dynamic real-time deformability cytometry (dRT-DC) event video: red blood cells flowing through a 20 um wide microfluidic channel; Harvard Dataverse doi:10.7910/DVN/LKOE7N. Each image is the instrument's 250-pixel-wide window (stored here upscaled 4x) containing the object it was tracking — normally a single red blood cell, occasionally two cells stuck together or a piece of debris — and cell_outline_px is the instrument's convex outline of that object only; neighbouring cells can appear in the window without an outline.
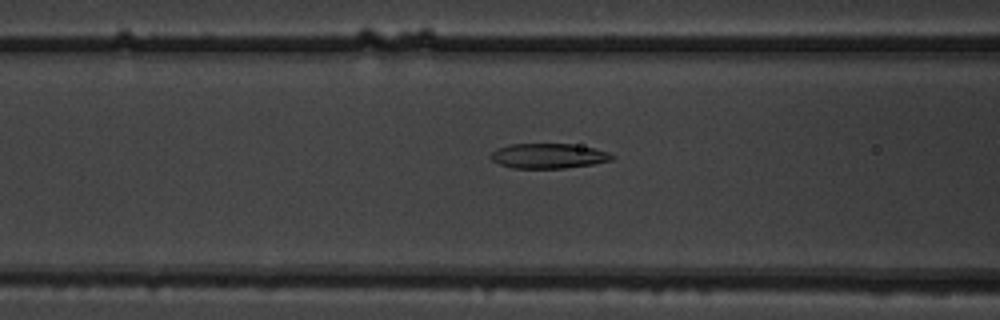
{"species": "common noctule bat (a hibernating species)", "species_latin": "Nyctalus noctula", "temperature_condition": "warm", "stored_images_in_passage": 51, "camera_frame_rate_fps": 3000, "um_per_image_px": 0.085, "animal": {"sex": "male", "body_mass_g": 19.5, "forearm_length_mm": 54.6}, "frame": {"image": 1, "passage_image": 19, "time_ms": 6.0, "image_size_px": [1000, 320], "cell_outline_px": [[616, 156], [612, 160], [592, 164], [564, 168], [512, 168], [500, 164], [492, 160], [492, 152], [496, 148], [508, 144], [572, 144], [592, 148], [608, 152]], "centroid_in_image_um": [46.61, 13.25], "position_along_channel_um": 120.0, "area_um2": 17.51}}
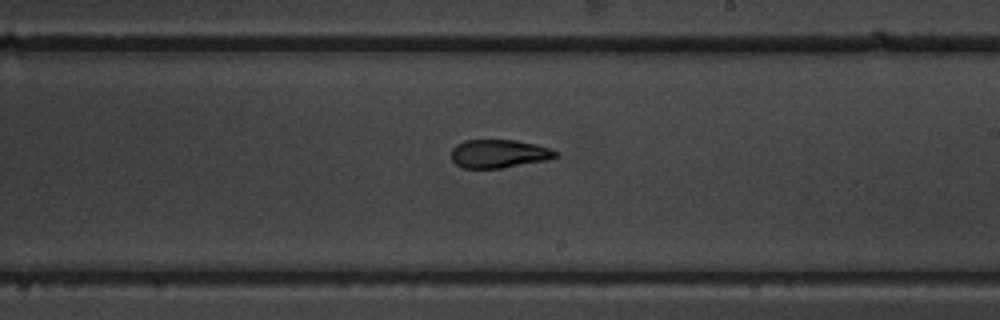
{"frame": {"image": 2, "passage_image": 29, "time_ms": 9.333, "image_size_px": [1000, 320], "cell_outline_px": [[556, 156], [548, 160], [500, 168], [464, 168], [456, 164], [452, 160], [452, 148], [456, 144], [464, 140], [516, 140], [536, 144], [548, 148], [556, 152]], "centroid_in_image_um": [42.37, 13.06], "position_along_channel_um": 246.6, "area_um2": 17.11}}
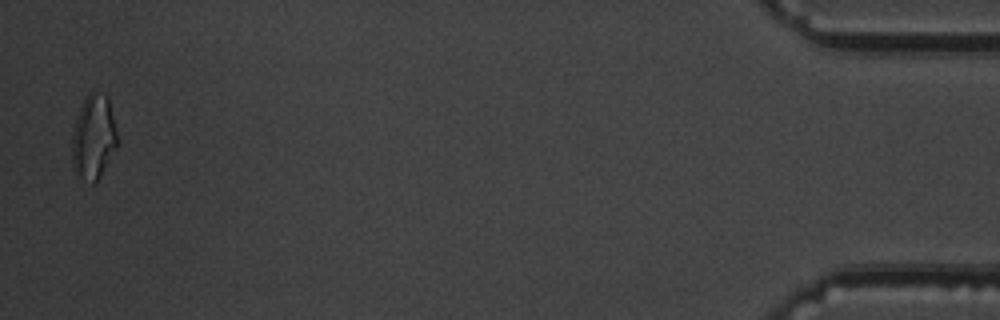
{"frame": {"image": 3, "passage_image": 50, "time_ms": 16.333, "image_size_px": [1000, 320], "cell_outline_px": [[120, 140], [116, 148], [96, 180], [92, 184], [80, 176], [72, 168], [72, 136], [76, 120], [84, 96], [92, 88], [108, 96]], "centroid_in_image_um": [7.97, 11.57], "position_along_channel_um": 427.2, "area_um2": 22.54}, "authors_computed_cell_mechanics": {"area_um2": 18.4382, "velocity_mm_per_s": 3.8083, "shape_relaxation_time_tau1_ms": 8.1917, "shape_relaxation_time_tau2_ms": 2.343, "deformation_change_tau1": 0.2322, "deformation_change_tau2": 0.0903}}